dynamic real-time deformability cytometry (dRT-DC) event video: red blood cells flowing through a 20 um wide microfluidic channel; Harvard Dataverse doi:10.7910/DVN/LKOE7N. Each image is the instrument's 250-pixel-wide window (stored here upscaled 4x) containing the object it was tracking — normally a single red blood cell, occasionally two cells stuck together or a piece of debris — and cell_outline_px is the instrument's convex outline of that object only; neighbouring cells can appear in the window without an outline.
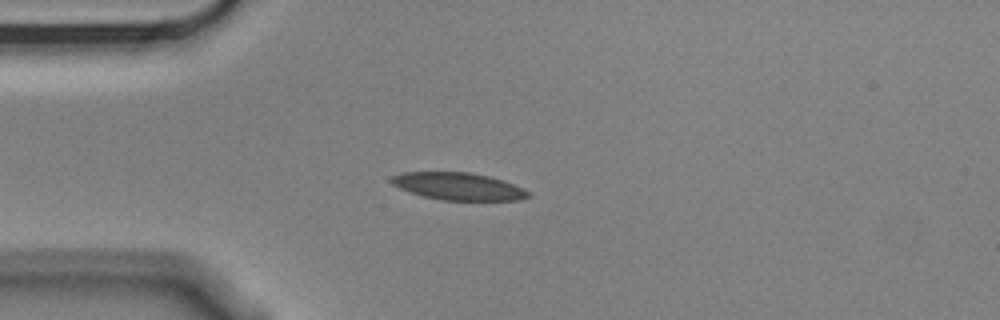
{"species": "Egyptian fruit bat (a non-hibernating species)", "species_latin": "Rousettus aegyptiacus", "temperature_condition": "cold", "stored_images_in_passage": 4, "camera_frame_rate_fps": 3000, "um_per_image_px": 0.085, "animal": {"sex": "male"}, "frame": {"image": 1, "passage_image": 3, "time_ms": 0.667, "image_size_px": [1000, 320], "cell_outline_px": [[532, 196], [520, 200], [444, 200], [424, 196], [408, 192], [392, 184], [388, 180], [392, 176], [400, 172], [472, 172], [504, 180], [524, 188], [532, 192]], "centroid_in_image_um": [38.99, 15.83], "position_along_channel_um": 46.0, "area_um2": 22.08}}
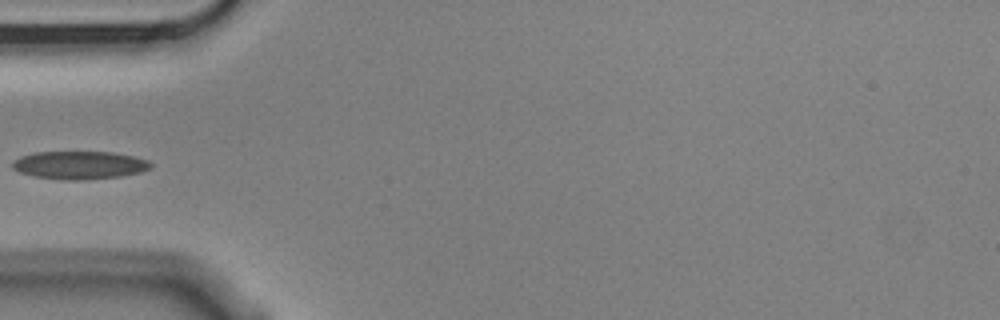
{"frame": {"image": 2, "passage_image": 4, "time_ms": 1.0, "image_size_px": [1000, 320], "cell_outline_px": [[152, 168], [140, 172], [120, 176], [88, 180], [60, 180], [32, 176], [20, 172], [12, 168], [12, 164], [20, 156], [36, 152], [112, 152], [132, 156], [148, 160], [152, 164]], "centroid_in_image_um": [6.76, 14.04], "position_along_channel_um": 78.2, "area_um2": 22.66}}